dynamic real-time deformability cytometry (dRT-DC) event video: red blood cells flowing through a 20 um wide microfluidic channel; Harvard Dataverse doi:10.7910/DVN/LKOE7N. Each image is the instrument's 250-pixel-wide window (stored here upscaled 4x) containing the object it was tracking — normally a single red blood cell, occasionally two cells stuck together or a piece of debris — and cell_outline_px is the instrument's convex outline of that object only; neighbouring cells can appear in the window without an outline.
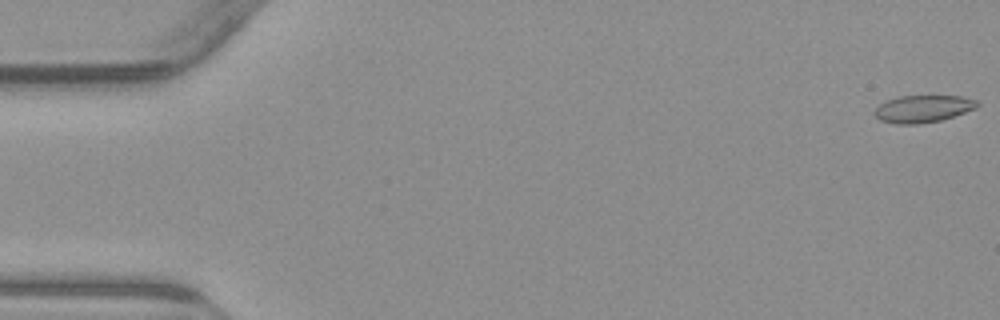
{"species": "common noctule bat (a hibernating species)", "species_latin": "Nyctalus noctula", "temperature_condition": "warm", "stored_images_in_passage": 20, "camera_frame_rate_fps": 3000, "um_per_image_px": 0.085, "animal": {"sex": "male", "body_mass_g": 23.1, "forearm_length_mm": 52.7}, "frame": {"image": 1, "passage_image": 1, "time_ms": 0.0, "image_size_px": [1000, 320], "cell_outline_px": [[980, 104], [976, 108], [940, 120], [916, 124], [896, 124], [880, 120], [872, 112], [880, 104], [888, 100], [900, 96], [964, 96], [980, 100]], "centroid_in_image_um": [78.48, 9.24], "position_along_channel_um": 6.5, "area_um2": 16.24}}
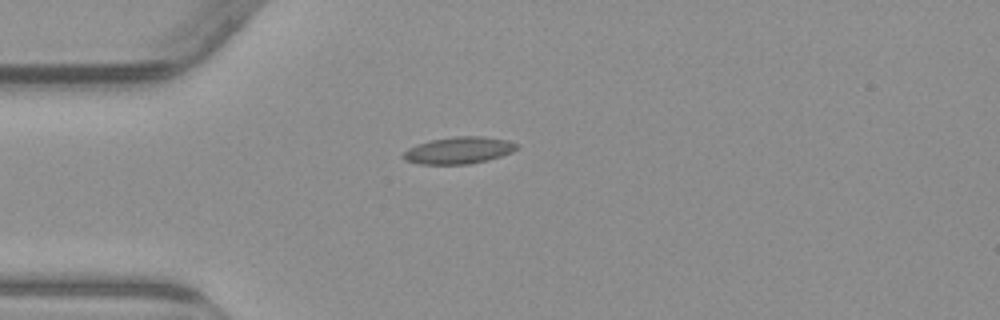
{"frame": {"image": 2, "passage_image": 15, "time_ms": 4.667, "image_size_px": [1000, 320], "cell_outline_px": [[520, 148], [512, 152], [488, 160], [468, 164], [416, 164], [404, 160], [400, 156], [408, 148], [416, 144], [432, 140], [452, 136], [484, 136], [508, 140], [520, 144]], "centroid_in_image_um": [39.0, 12.77], "position_along_channel_um": 46.0, "area_um2": 18.09}}